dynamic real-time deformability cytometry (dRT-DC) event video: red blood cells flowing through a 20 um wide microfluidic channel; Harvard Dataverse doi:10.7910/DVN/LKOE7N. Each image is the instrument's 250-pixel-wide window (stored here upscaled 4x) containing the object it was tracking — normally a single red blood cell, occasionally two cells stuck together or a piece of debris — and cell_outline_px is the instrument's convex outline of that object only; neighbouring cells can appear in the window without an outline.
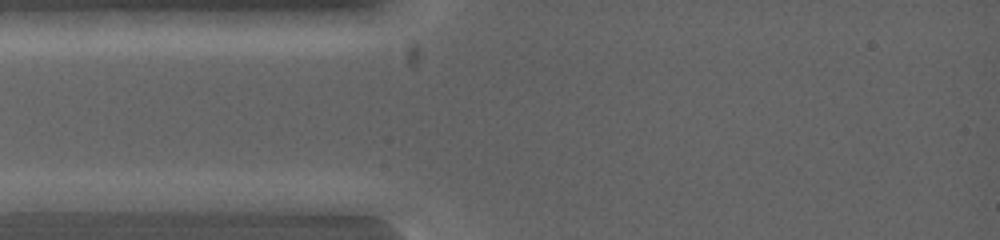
{"species": "common noctule bat (a hibernating species)", "species_latin": "Nyctalus noctula", "temperature_condition": "warm", "stored_images_in_passage": 6, "camera_frame_rate_fps": 5000, "um_per_image_px": 0.085, "animal": {"sex": "female", "body_mass_g": 19.0, "forearm_length_mm": 53.3}, "frame": {"image": 1, "passage_image": 1, "time_ms": 0.0, "image_size_px": [1000, 240], "cell_outline_px": [[128, 200], [96, 212], [20, 212], [16, 200], [24, 192]], "centroid_in_image_um": [5.33, 17.28], "position_along_channel_um": 79.7, "area_um2": 11.39}}